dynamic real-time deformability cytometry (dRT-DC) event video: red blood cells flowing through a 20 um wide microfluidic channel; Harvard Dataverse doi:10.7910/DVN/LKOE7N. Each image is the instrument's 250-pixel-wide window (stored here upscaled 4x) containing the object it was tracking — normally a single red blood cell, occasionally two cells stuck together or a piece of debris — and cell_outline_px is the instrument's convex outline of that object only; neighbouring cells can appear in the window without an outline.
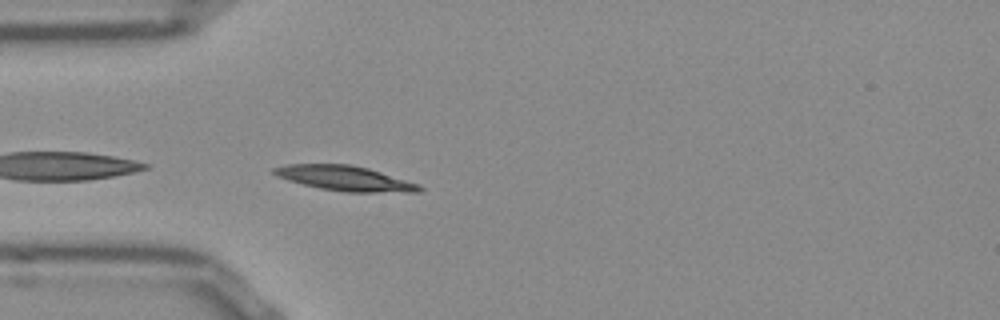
{"species": "Egyptian fruit bat (a non-hibernating species)", "species_latin": "Rousettus aegyptiacus", "temperature_condition": "room temperature", "stored_images_in_passage": 32, "camera_frame_rate_fps": 3000, "um_per_image_px": 0.085, "frame": {"image": 1, "passage_image": 1, "time_ms": 0.0, "image_size_px": [1000, 320], "cell_outline_px": [[424, 188], [420, 192], [344, 192], [320, 188], [288, 180], [276, 176], [272, 172], [272, 168], [288, 164], [352, 164], [368, 168], [420, 184]], "centroid_in_image_um": [29.34, 15.15], "position_along_channel_um": 55.7, "area_um2": 21.15}}
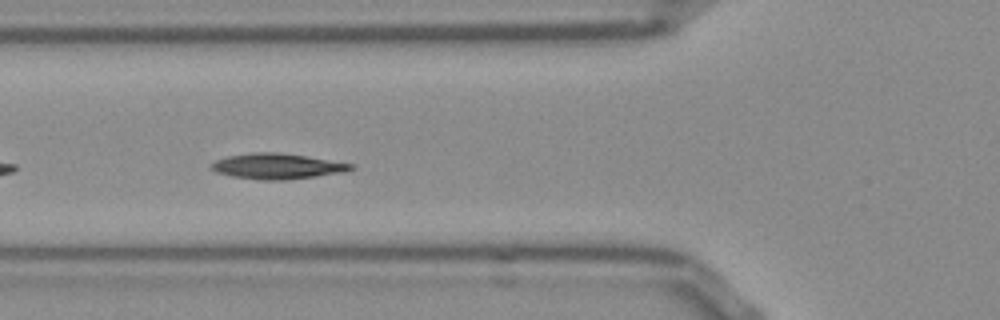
{"frame": {"image": 2, "passage_image": 5, "time_ms": 1.333, "image_size_px": [1000, 320], "cell_outline_px": [[356, 168], [344, 172], [288, 180], [260, 180], [232, 176], [216, 172], [208, 168], [208, 164], [216, 160], [228, 156], [252, 152], [280, 152], [356, 164]], "centroid_in_image_um": [23.55, 14.13], "position_along_channel_um": 102.2, "area_um2": 21.04}, "authors_computed_cell_mechanics": {"area_um2": 19.6809, "velocity_mm_per_s": 3.7864, "shape_relaxation_time_tau1_ms": 4.2402, "shape_relaxation_time_tau2_ms": null, "deformation_change_tau1": 0.1347, "deformation_change_tau2": null}}